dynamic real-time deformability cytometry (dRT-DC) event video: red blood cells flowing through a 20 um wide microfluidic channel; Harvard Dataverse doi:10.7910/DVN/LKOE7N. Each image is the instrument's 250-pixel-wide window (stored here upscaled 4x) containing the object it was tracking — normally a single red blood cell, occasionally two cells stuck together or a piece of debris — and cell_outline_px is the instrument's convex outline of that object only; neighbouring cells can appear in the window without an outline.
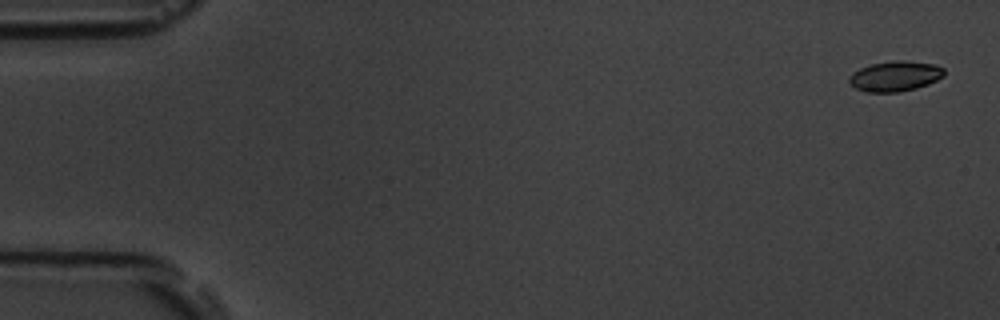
{"species": "common noctule bat (a hibernating species)", "species_latin": "Nyctalus noctula", "temperature_condition": "room temperature", "stored_images_in_passage": 14, "camera_frame_rate_fps": 3000, "um_per_image_px": 0.085, "animal": {"sex": "male", "body_mass_g": 19.5, "forearm_length_mm": 54.6}, "frame": {"image": 1, "passage_image": 2, "time_ms": 0.333, "image_size_px": [1000, 320], "cell_outline_px": [[944, 76], [928, 84], [916, 88], [900, 92], [868, 92], [856, 88], [848, 80], [848, 76], [852, 72], [860, 68], [872, 64], [896, 60], [904, 60], [936, 64], [944, 68]], "centroid_in_image_um": [76.1, 6.47], "position_along_channel_um": 8.9, "area_um2": 16.76}}